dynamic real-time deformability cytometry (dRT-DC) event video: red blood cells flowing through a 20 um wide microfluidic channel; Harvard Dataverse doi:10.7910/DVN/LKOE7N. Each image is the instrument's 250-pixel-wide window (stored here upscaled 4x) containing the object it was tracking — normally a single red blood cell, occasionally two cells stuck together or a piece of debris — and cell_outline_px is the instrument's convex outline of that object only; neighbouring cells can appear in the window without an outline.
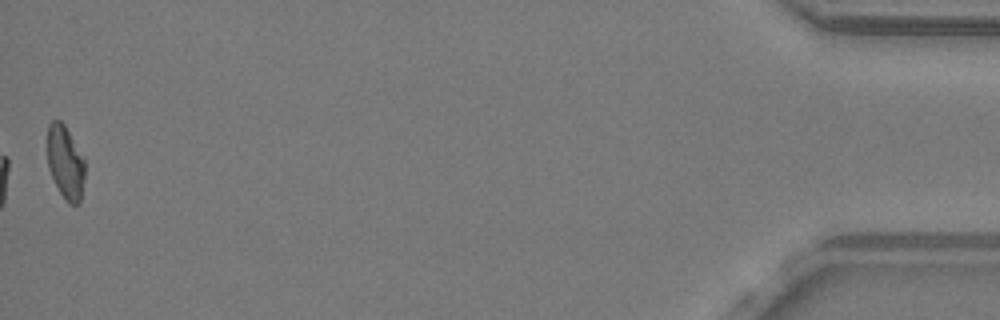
{"species": "common noctule bat (a hibernating species)", "species_latin": "Nyctalus noctula", "temperature_condition": "warm", "stored_images_in_passage": 51, "camera_frame_rate_fps": 3000, "um_per_image_px": 0.085, "animal": {"sex": "male", "body_mass_g": 19.2, "forearm_length_mm": 51.8}, "frame": {"image": 1, "passage_image": 51, "time_ms": 16.667, "image_size_px": [1000, 320], "cell_outline_px": [[84, 180], [80, 204], [68, 204], [60, 192], [48, 168], [48, 124], [52, 120], [60, 120], [64, 124], [84, 160]], "centroid_in_image_um": [5.55, 13.82], "position_along_channel_um": 429.6, "area_um2": 15.78}, "authors_computed_cell_mechanics": {"area_um2": 17.2244, "velocity_mm_per_s": 4.007, "shape_relaxation_time_tau1_ms": null, "shape_relaxation_time_tau2_ms": 4.3465, "deformation_change_tau1": null, "deformation_change_tau2": 0.095}}